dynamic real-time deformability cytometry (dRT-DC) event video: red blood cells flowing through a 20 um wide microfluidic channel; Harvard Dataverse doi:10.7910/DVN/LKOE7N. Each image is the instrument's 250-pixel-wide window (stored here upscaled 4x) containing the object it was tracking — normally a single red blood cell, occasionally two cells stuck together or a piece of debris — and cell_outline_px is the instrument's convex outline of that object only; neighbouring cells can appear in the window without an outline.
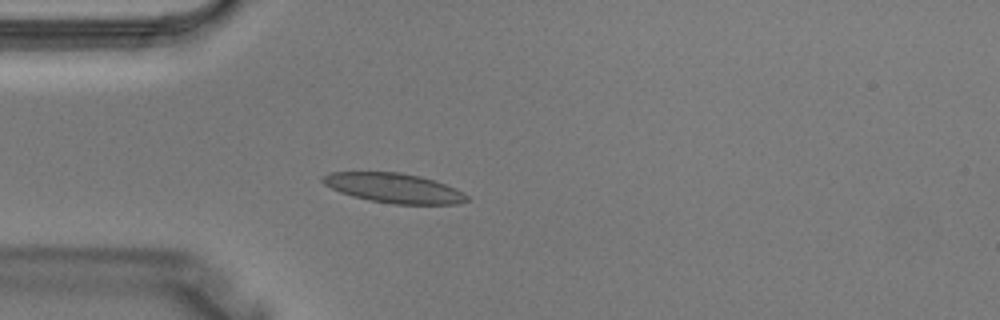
{"species": "Egyptian fruit bat (a non-hibernating species)", "species_latin": "Rousettus aegyptiacus", "temperature_condition": "warm", "stored_images_in_passage": 2, "camera_frame_rate_fps": 3000, "um_per_image_px": 0.085, "animal": {"sex": "male"}, "frame": {"image": 1, "passage_image": 2, "time_ms": 0.333, "image_size_px": [1000, 320], "cell_outline_px": [[468, 200], [460, 204], [392, 204], [368, 200], [352, 196], [340, 192], [324, 184], [320, 180], [320, 176], [328, 172], [400, 172], [420, 176], [456, 188], [464, 192], [468, 196]], "centroid_in_image_um": [33.46, 15.98], "position_along_channel_um": 51.5, "area_um2": 25.03}}